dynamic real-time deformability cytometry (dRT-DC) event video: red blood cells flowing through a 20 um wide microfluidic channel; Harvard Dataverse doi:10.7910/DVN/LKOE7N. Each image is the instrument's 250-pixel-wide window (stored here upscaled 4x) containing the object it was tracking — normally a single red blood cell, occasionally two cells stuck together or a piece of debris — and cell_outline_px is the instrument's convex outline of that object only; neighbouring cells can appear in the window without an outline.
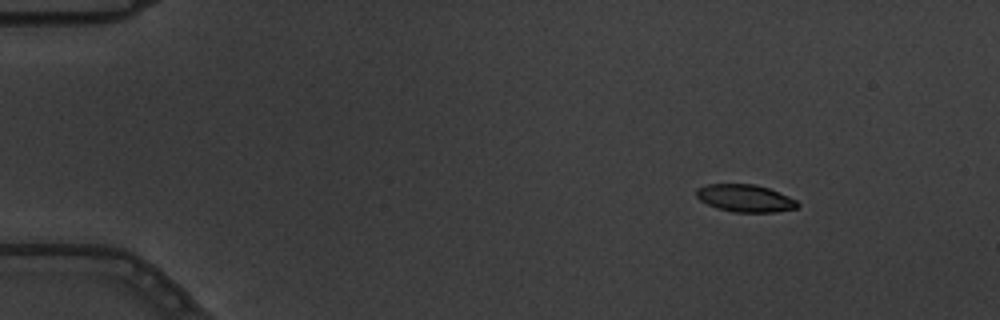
{"species": "common noctule bat (a hibernating species)", "species_latin": "Nyctalus noctula", "temperature_condition": "warm", "stored_images_in_passage": 9, "camera_frame_rate_fps": 3000, "um_per_image_px": 0.085, "animal": {"sex": "male", "body_mass_g": 19.5, "forearm_length_mm": 54.6}, "frame": {"image": 1, "passage_image": 1, "time_ms": 0.0, "image_size_px": [1000, 320], "cell_outline_px": [[800, 204], [796, 208], [776, 212], [732, 212], [716, 208], [700, 200], [696, 196], [696, 188], [708, 184], [756, 184], [768, 188], [788, 196], [796, 200]], "centroid_in_image_um": [63.32, 16.85], "position_along_channel_um": 21.7, "area_um2": 16.18}}
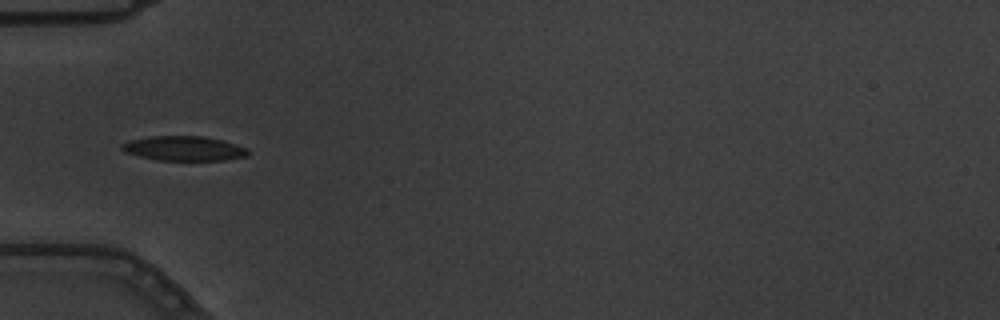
{"frame": {"image": 2, "passage_image": 4, "time_ms": 1.0, "image_size_px": [1000, 320], "cell_outline_px": [[248, 156], [224, 160], [160, 160], [140, 156], [124, 152], [120, 148], [120, 144], [128, 140], [152, 136], [204, 136], [224, 140], [248, 148]], "centroid_in_image_um": [15.64, 12.61], "position_along_channel_um": 69.4, "area_um2": 18.21}}